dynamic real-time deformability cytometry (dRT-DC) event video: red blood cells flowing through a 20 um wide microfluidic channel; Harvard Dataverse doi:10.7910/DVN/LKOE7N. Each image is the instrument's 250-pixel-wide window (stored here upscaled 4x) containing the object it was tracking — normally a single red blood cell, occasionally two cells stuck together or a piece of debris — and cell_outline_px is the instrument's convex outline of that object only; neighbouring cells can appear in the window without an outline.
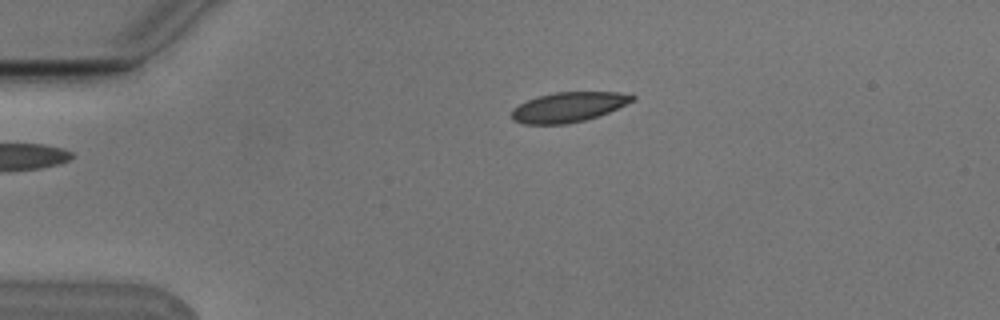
{"species": "Egyptian fruit bat (a non-hibernating species)", "species_latin": "Rousettus aegyptiacus", "temperature_condition": "cold", "stored_images_in_passage": 3, "camera_frame_rate_fps": 3000, "um_per_image_px": 0.085, "animal": {"sex": "male"}, "frame": {"image": 1, "passage_image": 3, "time_ms": 0.667, "image_size_px": [1000, 320], "cell_outline_px": [[636, 100], [608, 112], [584, 120], [564, 124], [524, 124], [512, 120], [512, 108], [536, 96], [556, 92], [620, 92], [636, 96]], "centroid_in_image_um": [48.31, 9.09], "position_along_channel_um": 36.7, "area_um2": 20.92}}